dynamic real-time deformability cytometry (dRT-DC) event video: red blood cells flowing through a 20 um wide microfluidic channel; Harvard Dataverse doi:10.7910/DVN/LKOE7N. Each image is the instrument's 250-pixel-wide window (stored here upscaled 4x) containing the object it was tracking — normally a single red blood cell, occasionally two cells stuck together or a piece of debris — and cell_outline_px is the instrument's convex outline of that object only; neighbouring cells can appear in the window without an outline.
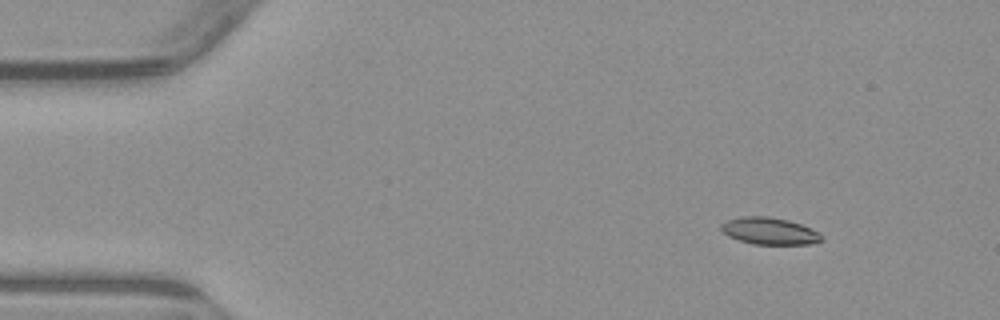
{"species": "common noctule bat (a hibernating species)", "species_latin": "Nyctalus noctula", "temperature_condition": "warm", "stored_images_in_passage": 4, "camera_frame_rate_fps": 3000, "um_per_image_px": 0.085, "animal": {"sex": "male", "body_mass_g": 23.1, "forearm_length_mm": 52.7}, "frame": {"image": 1, "passage_image": 1, "time_ms": 0.0, "image_size_px": [1000, 320], "cell_outline_px": [[824, 240], [812, 244], [752, 244], [728, 236], [720, 228], [720, 224], [728, 220], [744, 216], [768, 216], [788, 220], [812, 228], [820, 232], [824, 236]], "centroid_in_image_um": [65.46, 19.64], "position_along_channel_um": 19.5, "area_um2": 15.9}}
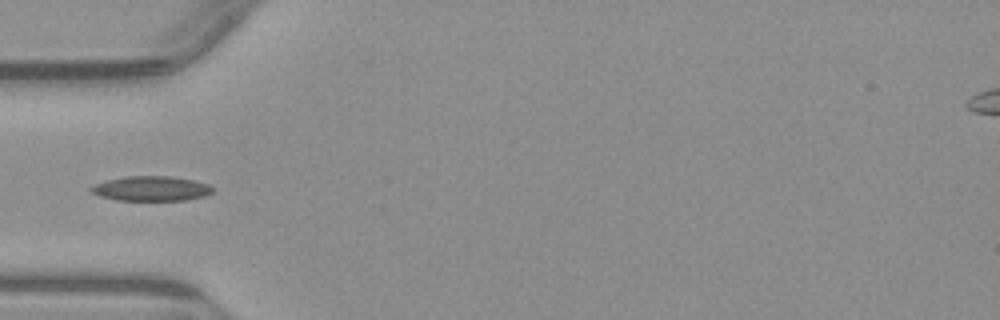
{"frame": {"image": 2, "passage_image": 4, "time_ms": 3.667, "image_size_px": [1000, 320], "cell_outline_px": [[212, 192], [204, 196], [184, 200], [116, 200], [100, 196], [92, 192], [88, 188], [96, 184], [108, 180], [124, 176], [172, 176], [192, 180], [208, 184], [212, 188]], "centroid_in_image_um": [12.83, 16.02], "position_along_channel_um": 72.2, "area_um2": 17.4}}